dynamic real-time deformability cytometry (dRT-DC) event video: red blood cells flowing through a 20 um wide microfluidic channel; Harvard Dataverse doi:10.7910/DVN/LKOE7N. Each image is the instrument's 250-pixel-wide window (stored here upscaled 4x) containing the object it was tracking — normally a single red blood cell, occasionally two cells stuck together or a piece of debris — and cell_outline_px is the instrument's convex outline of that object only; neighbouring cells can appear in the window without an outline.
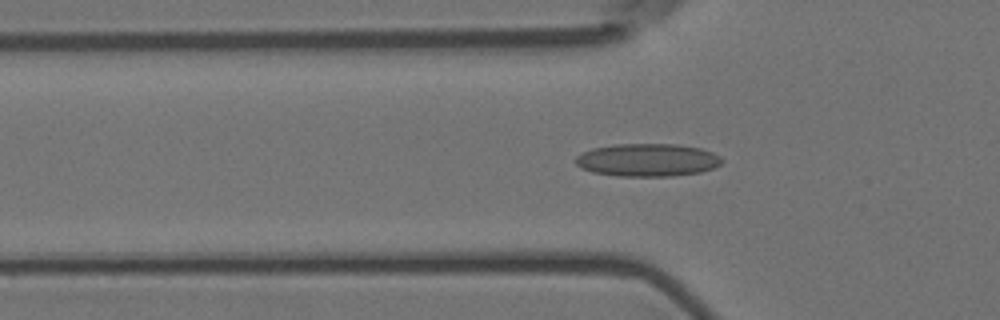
{"species": "Egyptian fruit bat (a non-hibernating species)", "species_latin": "Rousettus aegyptiacus", "temperature_condition": "room temperature", "stored_images_in_passage": 55, "camera_frame_rate_fps": 3000, "um_per_image_px": 0.085, "animal": {"sex": "female"}, "frame": {"image": 1, "passage_image": 17, "time_ms": 5.333, "image_size_px": [1000, 320], "cell_outline_px": [[724, 160], [720, 164], [712, 168], [700, 172], [672, 176], [616, 176], [592, 172], [580, 168], [572, 160], [576, 156], [592, 148], [616, 144], [676, 144], [700, 148], [712, 152], [720, 156]], "centroid_in_image_um": [55.0, 13.6], "position_along_channel_um": 70.8, "area_um2": 28.15}}
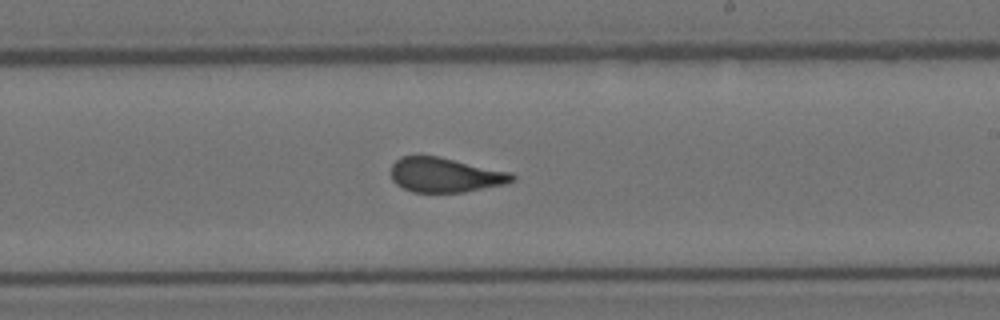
{"frame": {"image": 2, "passage_image": 32, "time_ms": 10.333, "image_size_px": [1000, 320], "cell_outline_px": [[516, 180], [504, 184], [464, 192], [412, 192], [396, 184], [392, 180], [388, 172], [392, 164], [400, 156], [440, 156], [512, 172], [516, 176]], "centroid_in_image_um": [37.82, 14.86], "position_along_channel_um": 251.2, "area_um2": 24.8}}
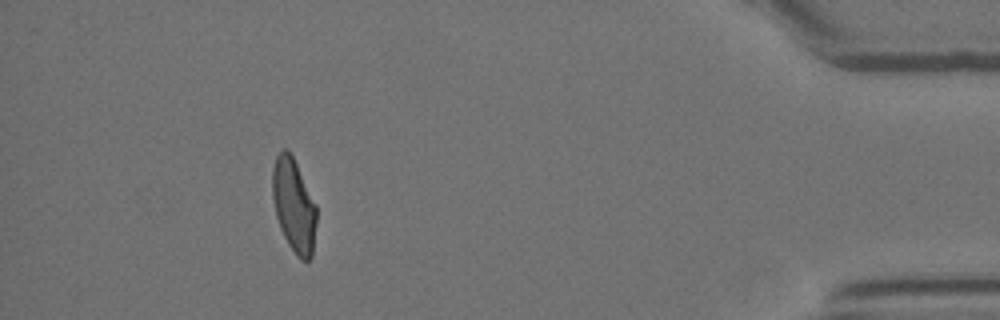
{"frame": {"image": 3, "passage_image": 50, "time_ms": 16.333, "image_size_px": [1000, 320], "cell_outline_px": [[316, 224], [312, 256], [308, 260], [300, 260], [296, 256], [288, 244], [280, 228], [276, 216], [272, 196], [272, 168], [276, 156], [280, 148], [288, 148], [316, 204]], "centroid_in_image_um": [24.96, 17.45], "position_along_channel_um": 410.2, "area_um2": 24.1}, "authors_computed_cell_mechanics": {"area_um2": 25.5476, "velocity_mm_per_s": 3.5965, "shape_relaxation_time_tau1_ms": null, "shape_relaxation_time_tau2_ms": 0.9305, "deformation_change_tau1": null, "deformation_change_tau2": 0.0788}}